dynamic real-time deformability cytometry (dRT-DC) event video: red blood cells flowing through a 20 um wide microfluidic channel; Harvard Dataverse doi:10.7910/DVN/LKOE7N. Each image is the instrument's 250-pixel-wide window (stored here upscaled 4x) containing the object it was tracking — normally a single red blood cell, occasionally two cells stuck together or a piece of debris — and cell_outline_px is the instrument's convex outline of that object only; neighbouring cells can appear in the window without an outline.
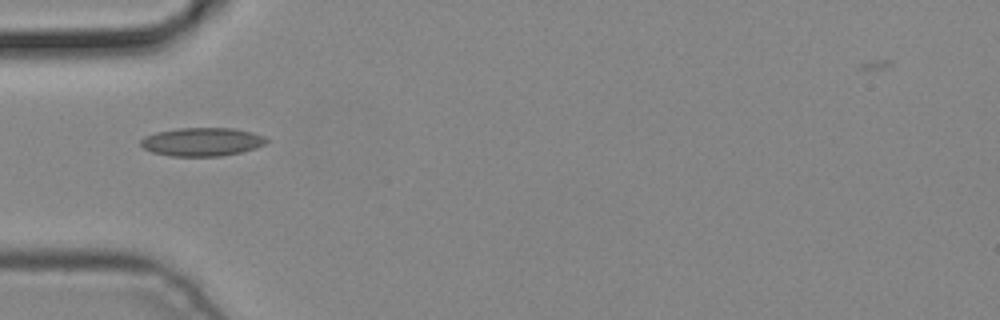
{"species": "common noctule bat (a hibernating species)", "species_latin": "Nyctalus noctula", "temperature_condition": "cold", "stored_images_in_passage": 5, "camera_frame_rate_fps": 3000, "um_per_image_px": 0.085, "animal": {"sex": "male", "body_mass_g": 19.2, "forearm_length_mm": 51.8}, "frame": {"image": 1, "passage_image": 5, "time_ms": 1.333, "image_size_px": [1000, 320], "cell_outline_px": [[268, 140], [264, 144], [256, 148], [240, 152], [220, 156], [172, 156], [152, 152], [144, 148], [140, 144], [140, 140], [144, 136], [156, 132], [180, 128], [232, 128], [252, 132], [264, 136]], "centroid_in_image_um": [17.16, 12.05], "position_along_channel_um": 67.8, "area_um2": 20.75}}